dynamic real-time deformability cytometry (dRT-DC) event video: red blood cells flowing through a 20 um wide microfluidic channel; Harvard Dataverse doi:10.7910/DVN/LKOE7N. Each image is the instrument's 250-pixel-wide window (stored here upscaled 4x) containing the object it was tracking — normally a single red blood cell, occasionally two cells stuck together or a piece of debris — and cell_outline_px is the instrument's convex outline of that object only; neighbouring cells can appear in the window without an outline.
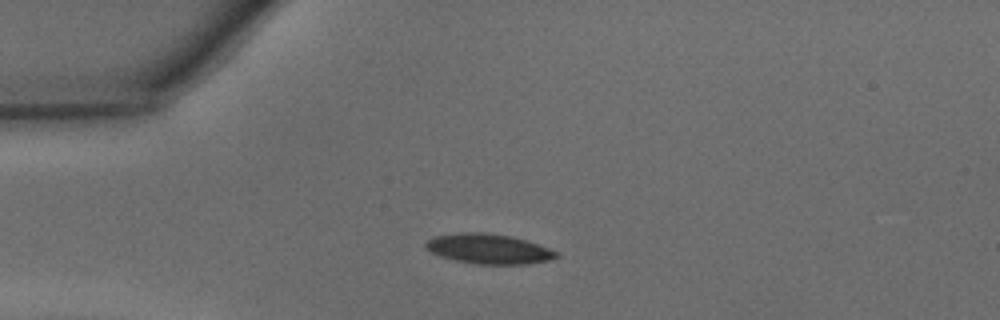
{"species": "common noctule bat (a hibernating species)", "species_latin": "Nyctalus noctula", "temperature_condition": "warm", "stored_images_in_passage": 38, "camera_frame_rate_fps": 3000, "um_per_image_px": 0.085, "animal": {"sex": "male", "body_mass_g": 15.6}, "frame": {"image": 1, "passage_image": 8, "time_ms": 2.333, "image_size_px": [1000, 320], "cell_outline_px": [[560, 256], [548, 260], [528, 264], [476, 264], [456, 260], [440, 256], [424, 248], [424, 244], [432, 236], [460, 232], [484, 232], [512, 236], [560, 252]], "centroid_in_image_um": [41.51, 21.15], "position_along_channel_um": 43.5, "area_um2": 22.83}}
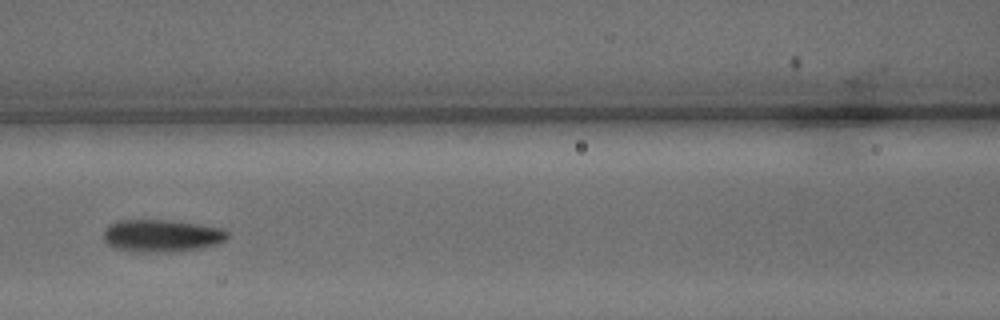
{"frame": {"image": 2, "passage_image": 17, "time_ms": 5.333, "image_size_px": [1000, 320], "cell_outline_px": [[228, 236], [224, 240], [216, 244], [200, 248], [168, 252], [140, 252], [116, 248], [108, 244], [104, 240], [104, 228], [108, 224], [120, 220], [168, 220], [224, 228], [228, 232]], "centroid_in_image_um": [13.72, 20.03], "position_along_channel_um": 152.9, "area_um2": 23.29}}
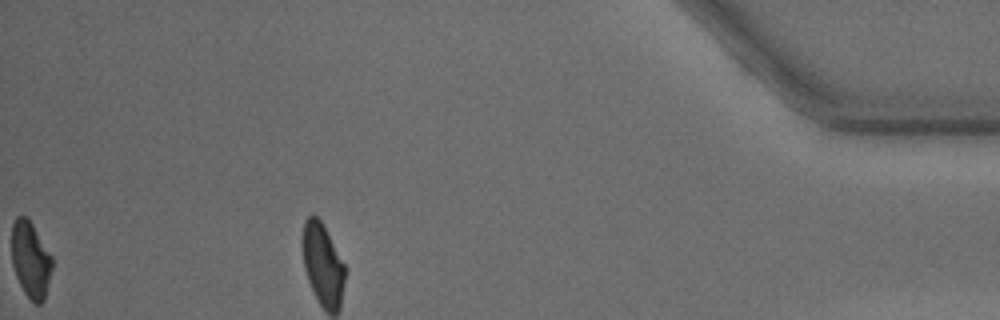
{"frame": {"image": 3, "passage_image": 38, "time_ms": 12.333, "image_size_px": [1000, 320], "cell_outline_px": [[52, 268], [44, 300], [40, 304], [36, 304], [24, 292], [16, 276], [12, 264], [12, 224], [16, 216], [24, 216], [32, 224], [52, 256]], "centroid_in_image_um": [2.6, 22.07], "position_along_channel_um": 432.6, "area_um2": 17.74}, "authors_computed_cell_mechanics": {"area_um2": 22.1374, "velocity_mm_per_s": 4.3571, "shape_relaxation_time_tau1_ms": 3.9144, "shape_relaxation_time_tau2_ms": 2.3152, "deformation_change_tau1": 0.149, "deformation_change_tau2": 0.0813}}